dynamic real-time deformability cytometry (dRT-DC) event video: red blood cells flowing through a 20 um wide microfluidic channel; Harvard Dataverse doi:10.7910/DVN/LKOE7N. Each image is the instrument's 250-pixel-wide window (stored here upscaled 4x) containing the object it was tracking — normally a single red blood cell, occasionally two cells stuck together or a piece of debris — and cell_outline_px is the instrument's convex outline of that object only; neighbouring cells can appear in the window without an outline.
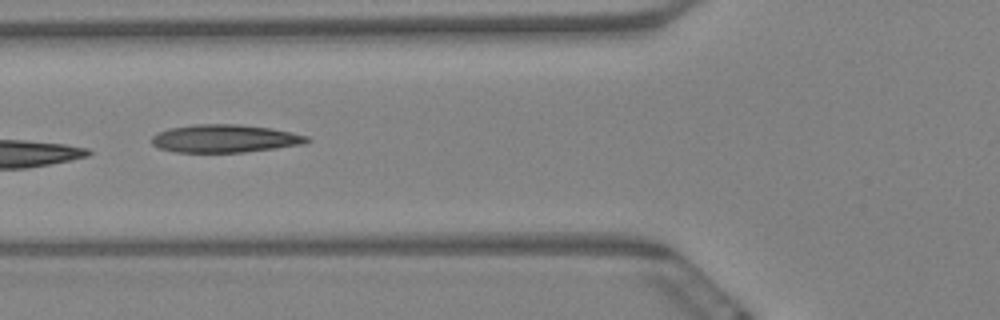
{"species": "Egyptian fruit bat (a non-hibernating species)", "species_latin": "Rousettus aegyptiacus", "temperature_condition": "warm", "stored_images_in_passage": 11, "camera_frame_rate_fps": 3000, "um_per_image_px": 0.085, "animal": {"sex": "female"}, "frame": {"image": 1, "passage_image": 7, "time_ms": 2.0, "image_size_px": [1000, 320], "cell_outline_px": [[312, 140], [304, 144], [276, 148], [244, 152], [176, 152], [160, 148], [152, 144], [152, 136], [156, 132], [168, 128], [192, 124], [240, 124], [272, 128], [292, 132], [308, 136]], "centroid_in_image_um": [19.12, 11.76], "position_along_channel_um": 106.7, "area_um2": 25.49}}
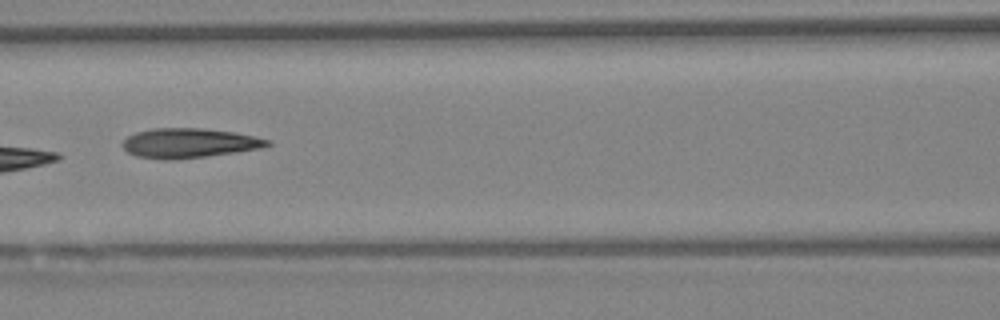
{"frame": {"image": 2, "passage_image": 8, "time_ms": 2.333, "image_size_px": [1000, 320], "cell_outline_px": [[272, 144], [260, 148], [236, 152], [204, 156], [168, 160], [164, 160], [136, 156], [128, 152], [120, 144], [128, 136], [136, 132], [152, 128], [200, 128], [236, 132], [256, 136], [272, 140]], "centroid_in_image_um": [16.08, 12.15], "position_along_channel_um": 150.5, "area_um2": 25.03}}